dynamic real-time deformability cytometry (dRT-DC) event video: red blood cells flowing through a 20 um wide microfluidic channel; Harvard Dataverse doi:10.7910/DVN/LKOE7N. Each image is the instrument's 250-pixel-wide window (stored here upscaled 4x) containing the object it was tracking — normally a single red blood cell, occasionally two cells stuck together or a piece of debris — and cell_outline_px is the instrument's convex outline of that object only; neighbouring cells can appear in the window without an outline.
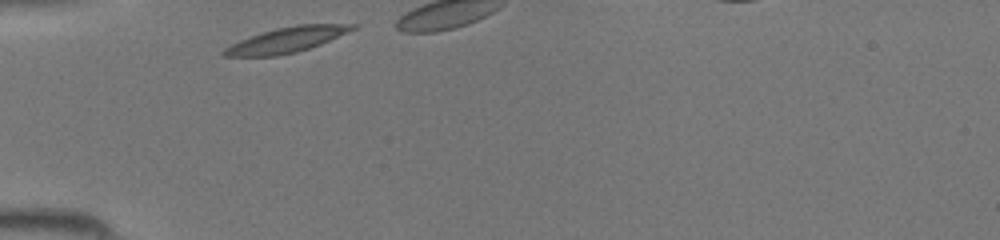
{"species": "common noctule bat (a hibernating species)", "species_latin": "Nyctalus noctula", "temperature_condition": "room temperature", "stored_images_in_passage": 6, "camera_frame_rate_fps": 3000, "um_per_image_px": 0.085, "animal": {"sex": "female", "body_mass_g": 19.5, "forearm_length_mm": 54.1}, "frame": {"image": 1, "passage_image": 1, "time_ms": 0.0, "image_size_px": [1000, 240], "cell_outline_px": [[360, 24], [356, 28], [348, 32], [320, 44], [296, 52], [276, 56], [224, 56], [220, 52], [224, 48], [240, 40], [260, 32], [276, 28], [296, 24]], "centroid_in_image_um": [24.35, 3.38], "position_along_channel_um": 60.6, "area_um2": 18.84}}